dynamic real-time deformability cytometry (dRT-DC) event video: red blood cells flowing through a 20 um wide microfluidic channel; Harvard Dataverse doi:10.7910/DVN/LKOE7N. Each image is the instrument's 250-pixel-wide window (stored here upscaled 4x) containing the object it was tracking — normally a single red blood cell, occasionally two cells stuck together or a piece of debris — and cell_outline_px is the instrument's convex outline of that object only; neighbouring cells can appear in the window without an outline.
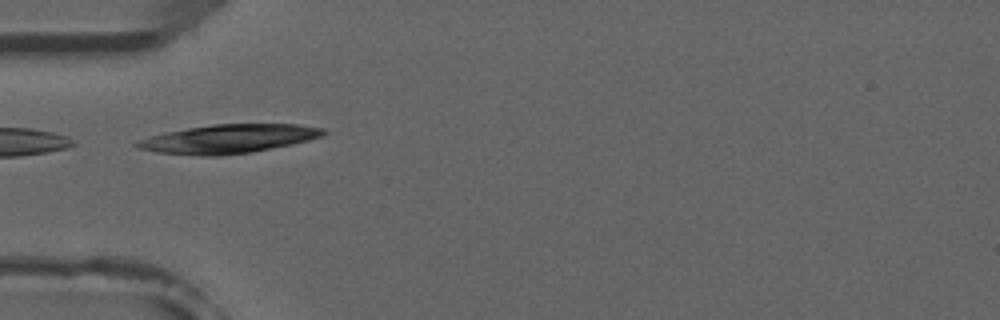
{"species": "common noctule bat (a hibernating species)", "species_latin": "Nyctalus noctula", "temperature_condition": "room temperature", "stored_images_in_passage": 7, "camera_frame_rate_fps": 3000, "um_per_image_px": 0.085, "animal": {"sex": "male", "forearm_length_mm": 52.5}, "frame": {"image": 1, "passage_image": 5, "time_ms": 4.667, "image_size_px": [1000, 320], "cell_outline_px": [[328, 132], [324, 136], [292, 144], [252, 152], [220, 156], [200, 156], [156, 152], [136, 148], [132, 144], [136, 140], [164, 132], [212, 124], [296, 124], [324, 128]], "centroid_in_image_um": [19.39, 11.8], "position_along_channel_um": 65.6, "area_um2": 31.5}}
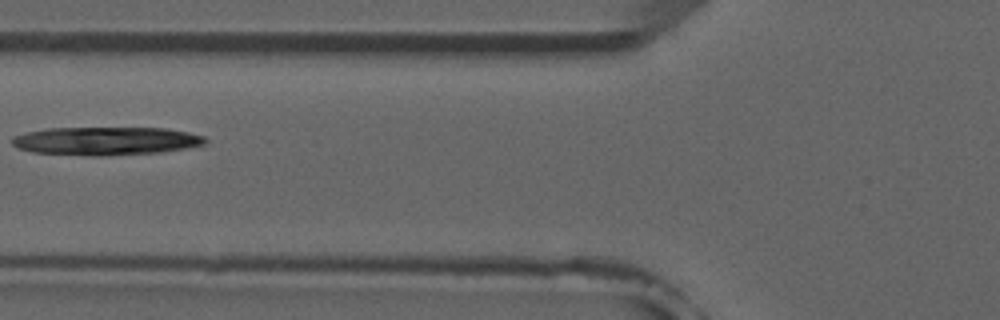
{"frame": {"image": 2, "passage_image": 6, "time_ms": 6.0, "image_size_px": [1000, 320], "cell_outline_px": [[208, 140], [204, 144], [188, 148], [160, 152], [108, 156], [88, 156], [32, 152], [16, 148], [12, 144], [12, 136], [28, 132], [48, 128], [168, 128], [188, 132], [204, 136]], "centroid_in_image_um": [9.0, 11.99], "position_along_channel_um": 116.8, "area_um2": 32.08}}
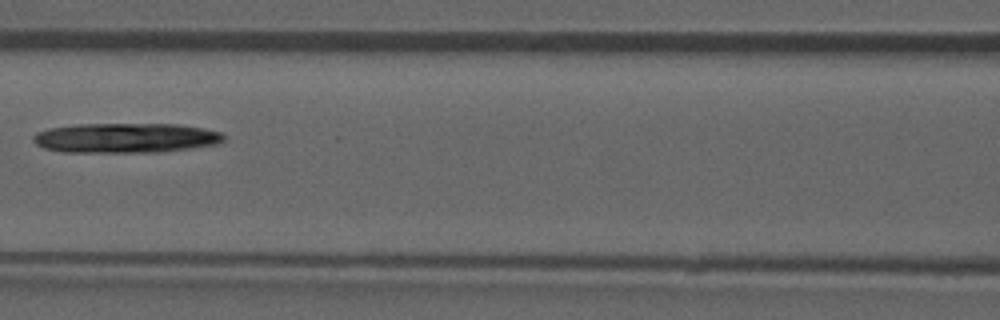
{"frame": {"image": 3, "passage_image": 7, "time_ms": 7.0, "image_size_px": [1000, 320], "cell_outline_px": [[224, 140], [220, 144], [192, 148], [160, 152], [60, 152], [44, 148], [36, 144], [32, 140], [32, 136], [36, 132], [48, 128], [76, 124], [176, 124], [204, 128], [224, 132]], "centroid_in_image_um": [10.69, 11.72], "position_along_channel_um": 155.9, "area_um2": 33.52}}